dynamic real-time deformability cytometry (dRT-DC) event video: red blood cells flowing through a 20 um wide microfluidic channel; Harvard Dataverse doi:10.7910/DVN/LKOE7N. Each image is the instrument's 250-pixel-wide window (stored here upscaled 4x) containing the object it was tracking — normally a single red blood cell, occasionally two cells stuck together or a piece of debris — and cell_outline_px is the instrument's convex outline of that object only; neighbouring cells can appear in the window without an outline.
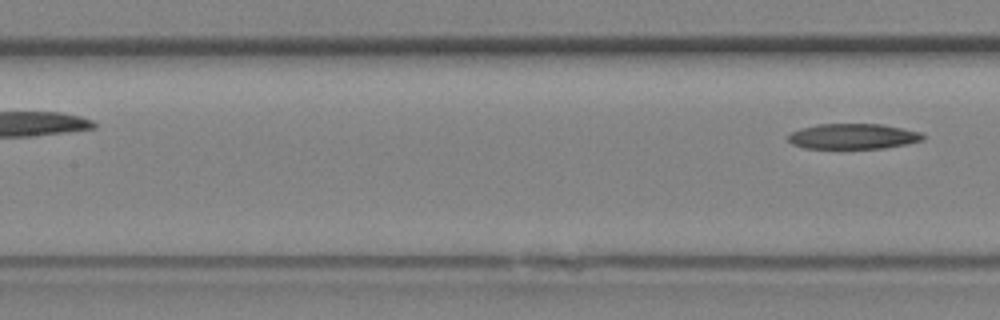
{"species": "Egyptian fruit bat (a non-hibernating species)", "species_latin": "Rousettus aegyptiacus", "temperature_condition": "room temperature", "stored_images_in_passage": 11, "segment_of_instrument_passage": [2, 2], "camera_frame_rate_fps": 3000, "um_per_image_px": 0.085, "animal": {"sex": "female"}, "frame": {"image": 1, "passage_image": 11, "time_ms": 3.333, "image_size_px": [1000, 320], "cell_outline_px": [[924, 140], [908, 144], [884, 148], [804, 148], [792, 144], [788, 140], [788, 136], [792, 132], [800, 128], [816, 124], [880, 124], [920, 132], [924, 136]], "centroid_in_image_um": [72.5, 11.59], "position_along_channel_um": 134.9, "area_um2": 19.88}}